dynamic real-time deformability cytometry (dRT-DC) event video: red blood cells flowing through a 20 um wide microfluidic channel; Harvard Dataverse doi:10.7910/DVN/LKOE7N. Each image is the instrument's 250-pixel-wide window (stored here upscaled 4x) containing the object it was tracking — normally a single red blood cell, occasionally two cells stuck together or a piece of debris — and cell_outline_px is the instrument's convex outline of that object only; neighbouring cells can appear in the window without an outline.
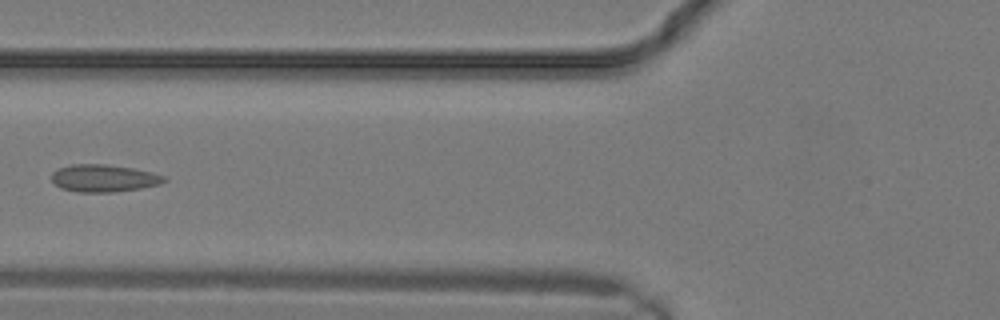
{"species": "common noctule bat (a hibernating species)", "species_latin": "Nyctalus noctula", "temperature_condition": "warm", "stored_images_in_passage": 11, "camera_frame_rate_fps": 3000, "um_per_image_px": 0.085, "animal": {"sex": "male", "body_mass_g": 19.2, "forearm_length_mm": 51.8}, "frame": {"image": 1, "passage_image": 7, "time_ms": 2.0, "image_size_px": [1000, 320], "cell_outline_px": [[168, 180], [160, 184], [140, 188], [112, 192], [80, 192], [60, 188], [52, 180], [52, 172], [60, 168], [72, 164], [104, 164], [132, 168], [152, 172], [164, 176]], "centroid_in_image_um": [8.83, 15.15], "position_along_channel_um": 117.0, "area_um2": 17.8}}
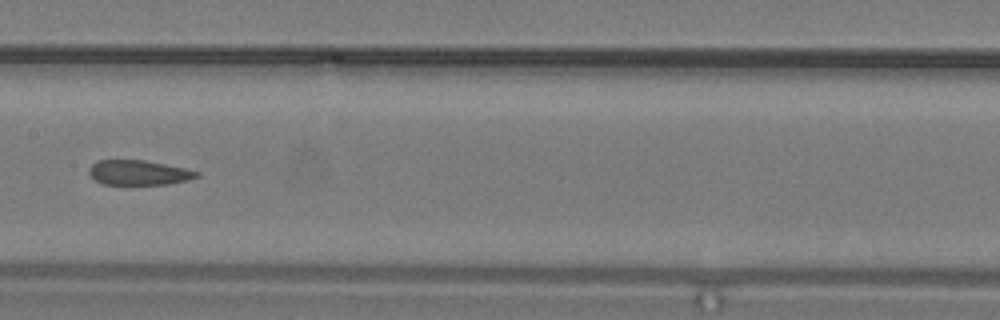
{"frame": {"image": 2, "passage_image": 10, "time_ms": 3.0, "image_size_px": [1000, 320], "cell_outline_px": [[200, 176], [188, 180], [168, 184], [104, 184], [96, 180], [88, 172], [88, 168], [92, 164], [100, 160], [144, 160], [184, 168], [200, 172]], "centroid_in_image_um": [11.8, 14.67], "position_along_channel_um": 195.6, "area_um2": 15.43}}